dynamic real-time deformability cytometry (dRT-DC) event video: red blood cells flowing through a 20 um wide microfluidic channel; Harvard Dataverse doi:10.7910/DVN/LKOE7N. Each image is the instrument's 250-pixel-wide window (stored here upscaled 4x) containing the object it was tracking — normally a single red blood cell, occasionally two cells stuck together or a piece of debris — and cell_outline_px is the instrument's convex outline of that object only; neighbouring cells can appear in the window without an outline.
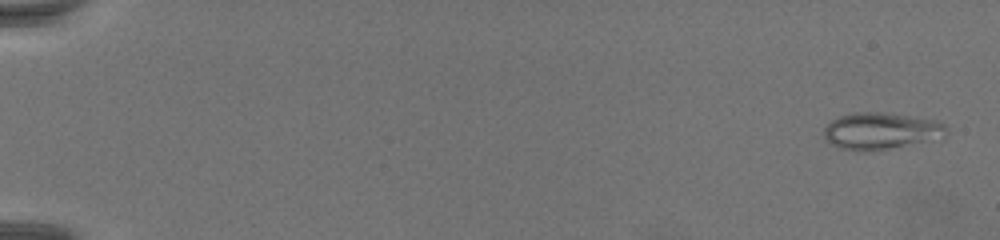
{"species": "common noctule bat (a hibernating species)", "species_latin": "Nyctalus noctula", "temperature_condition": "warm", "stored_images_in_passage": 71, "camera_frame_rate_fps": 3000, "um_per_image_px": 0.085, "animal": {"sex": "female", "body_mass_g": 19.5, "forearm_length_mm": 54.1}, "frame": {"image": 1, "passage_image": 3, "time_ms": 0.667, "image_size_px": [1000, 240], "cell_outline_px": [[948, 132], [944, 140], [868, 152], [856, 152], [840, 148], [832, 144], [824, 136], [824, 128], [832, 120], [840, 116], [852, 112], [884, 112], [936, 120], [944, 124], [948, 128]], "centroid_in_image_um": [74.97, 11.16], "position_along_channel_um": 10.0, "area_um2": 27.11}}
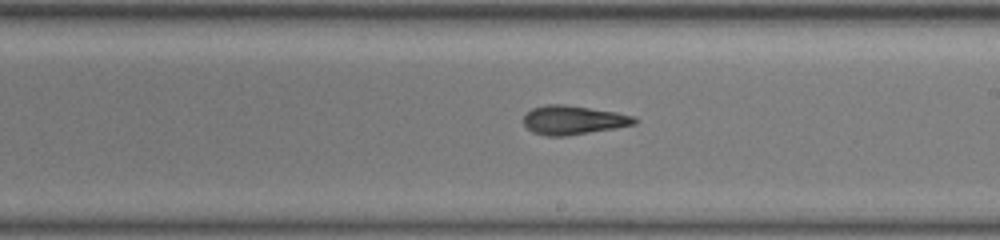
{"frame": {"image": 2, "passage_image": 44, "time_ms": 14.333, "image_size_px": [1000, 240], "cell_outline_px": [[640, 120], [636, 124], [616, 128], [568, 136], [544, 136], [532, 132], [524, 124], [524, 116], [532, 108], [548, 104], [564, 104], [616, 112], [632, 116]], "centroid_in_image_um": [48.74, 10.21], "position_along_channel_um": 240.3, "area_um2": 18.79}}
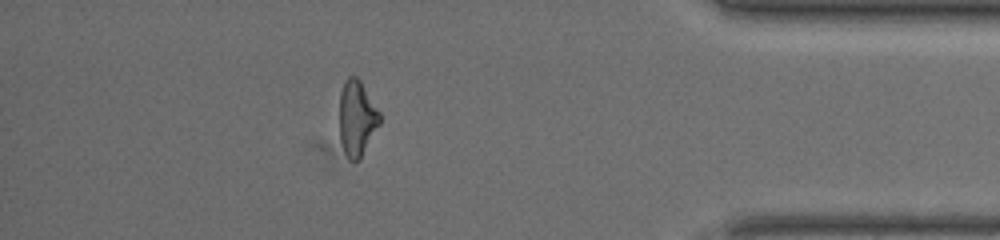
{"frame": {"image": 3, "passage_image": 63, "time_ms": 20.667, "image_size_px": [1000, 240], "cell_outline_px": [[380, 124], [360, 160], [348, 160], [344, 152], [340, 140], [340, 92], [344, 80], [348, 76], [356, 76], [360, 80], [380, 112]], "centroid_in_image_um": [30.33, 10.05], "position_along_channel_um": 404.9, "area_um2": 17.86}}